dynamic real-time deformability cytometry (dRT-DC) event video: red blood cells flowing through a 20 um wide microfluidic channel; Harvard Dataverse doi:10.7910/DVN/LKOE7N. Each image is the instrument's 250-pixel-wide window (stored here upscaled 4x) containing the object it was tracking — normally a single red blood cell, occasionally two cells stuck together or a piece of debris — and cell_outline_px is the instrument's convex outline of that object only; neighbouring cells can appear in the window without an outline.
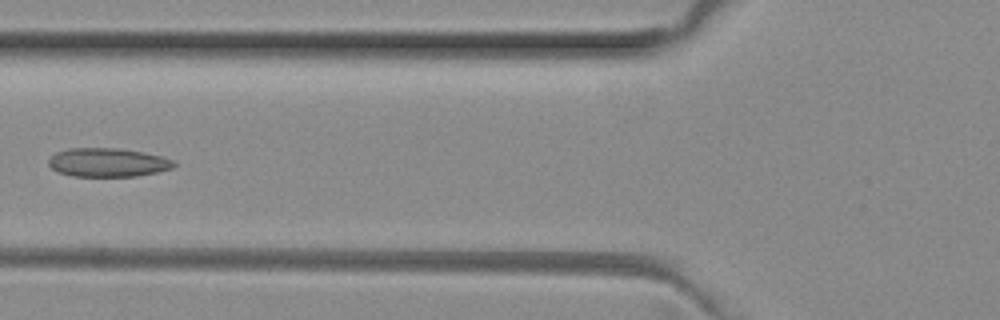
{"species": "common noctule bat (a hibernating species)", "species_latin": "Nyctalus noctula", "temperature_condition": "room temperature", "stored_images_in_passage": 6, "camera_frame_rate_fps": 3000, "um_per_image_px": 0.085, "animal": {"sex": "female", "body_mass_g": 29.2, "forearm_length_mm": 56.3}, "frame": {"image": 1, "passage_image": 5, "time_ms": 1.333, "image_size_px": [1000, 320], "cell_outline_px": [[176, 164], [172, 168], [156, 172], [136, 176], [72, 176], [60, 172], [52, 168], [48, 164], [48, 160], [56, 152], [68, 148], [120, 148], [144, 152], [176, 160]], "centroid_in_image_um": [9.18, 13.8], "position_along_channel_um": 116.6, "area_um2": 20.98}}
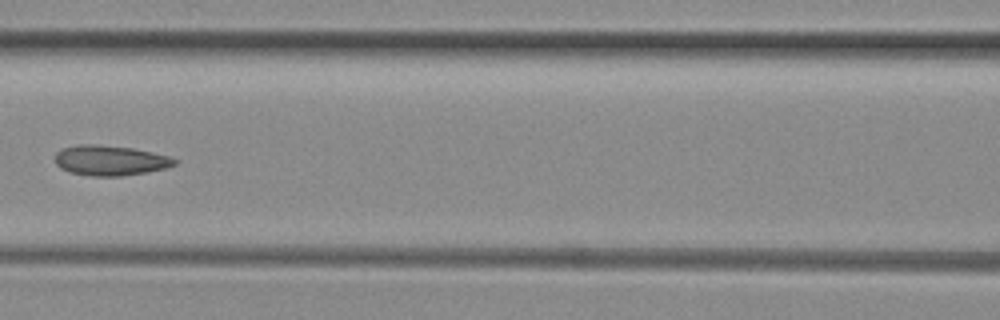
{"frame": {"image": 2, "passage_image": 6, "time_ms": 1.667, "image_size_px": [1000, 320], "cell_outline_px": [[180, 160], [176, 164], [164, 168], [148, 172], [120, 176], [92, 176], [68, 172], [60, 168], [56, 164], [56, 152], [60, 148], [76, 144], [96, 144], [132, 148], [152, 152], [168, 156]], "centroid_in_image_um": [9.34, 13.63], "position_along_channel_um": 157.3, "area_um2": 21.15}}